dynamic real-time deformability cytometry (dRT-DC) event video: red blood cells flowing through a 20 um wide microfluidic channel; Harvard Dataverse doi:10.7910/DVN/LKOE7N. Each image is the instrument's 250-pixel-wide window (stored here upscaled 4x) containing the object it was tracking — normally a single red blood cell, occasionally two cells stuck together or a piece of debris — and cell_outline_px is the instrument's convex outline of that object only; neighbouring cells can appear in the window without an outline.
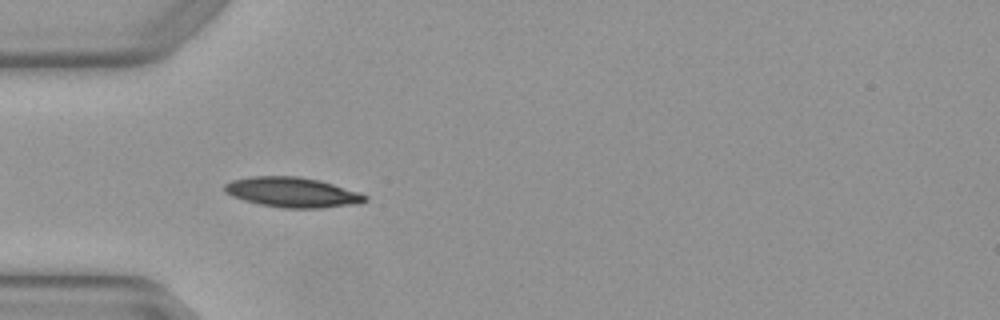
{"species": "Egyptian fruit bat (a non-hibernating species)", "species_latin": "Rousettus aegyptiacus", "temperature_condition": "warm", "stored_images_in_passage": 4, "camera_frame_rate_fps": 3000, "um_per_image_px": 0.085, "animal": {"sex": "female"}, "frame": {"image": 1, "passage_image": 3, "time_ms": 0.667, "image_size_px": [1000, 320], "cell_outline_px": [[368, 200], [356, 204], [320, 208], [280, 208], [260, 204], [244, 200], [232, 196], [224, 192], [224, 184], [232, 180], [252, 176], [300, 176], [320, 180], [360, 192], [368, 196]], "centroid_in_image_um": [24.86, 16.34], "position_along_channel_um": 60.1, "area_um2": 24.74}}
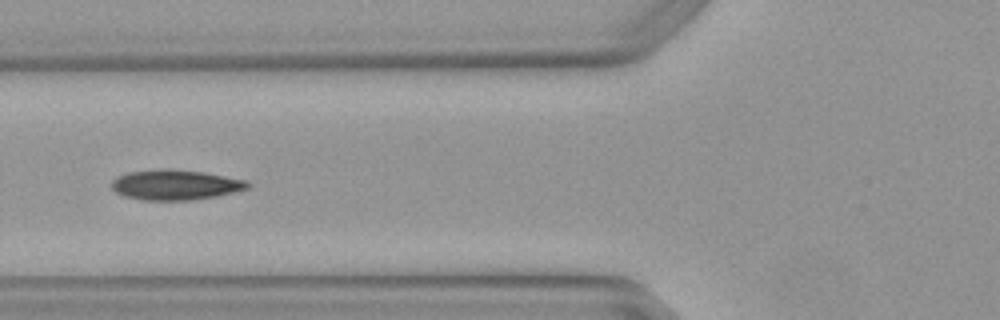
{"frame": {"image": 2, "passage_image": 4, "time_ms": 1.0, "image_size_px": [1000, 320], "cell_outline_px": [[252, 184], [248, 188], [216, 196], [188, 200], [144, 200], [124, 196], [116, 192], [112, 188], [112, 180], [116, 176], [128, 172], [160, 168], [172, 168], [204, 172], [248, 180]], "centroid_in_image_um": [14.9, 15.69], "position_along_channel_um": 110.9, "area_um2": 24.1}}